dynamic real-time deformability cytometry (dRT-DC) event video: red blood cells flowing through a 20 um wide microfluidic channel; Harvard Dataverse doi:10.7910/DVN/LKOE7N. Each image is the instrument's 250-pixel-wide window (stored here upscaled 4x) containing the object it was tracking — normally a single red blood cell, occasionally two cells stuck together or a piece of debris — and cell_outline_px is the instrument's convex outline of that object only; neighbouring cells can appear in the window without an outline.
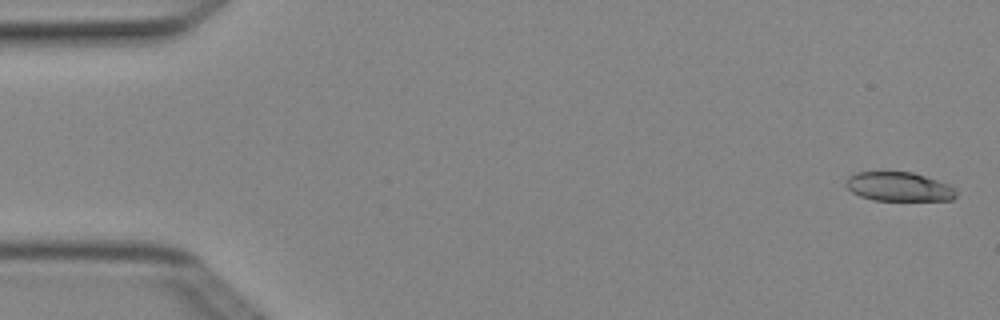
{"species": "Egyptian fruit bat (a non-hibernating species)", "species_latin": "Rousettus aegyptiacus", "temperature_condition": "cold", "stored_images_in_passage": 5, "camera_frame_rate_fps": 3000, "um_per_image_px": 0.085, "animal": {"sex": "female"}, "frame": {"image": 1, "passage_image": 1, "time_ms": 0.0, "image_size_px": [1000, 320], "cell_outline_px": [[956, 196], [952, 200], [872, 200], [860, 196], [852, 192], [844, 184], [848, 176], [856, 172], [912, 172], [948, 184], [956, 188]], "centroid_in_image_um": [76.38, 15.87], "position_along_channel_um": 8.6, "area_um2": 18.67}}
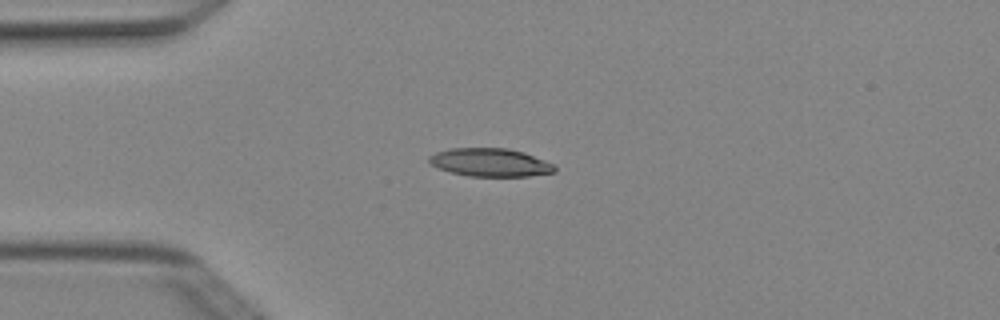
{"frame": {"image": 2, "passage_image": 4, "time_ms": 1.0, "image_size_px": [1000, 320], "cell_outline_px": [[556, 172], [528, 176], [468, 176], [452, 172], [440, 168], [432, 164], [428, 160], [428, 156], [436, 152], [448, 148], [508, 148], [524, 152], [552, 164], [556, 168]], "centroid_in_image_um": [41.66, 13.8], "position_along_channel_um": 43.3, "area_um2": 20.46}}